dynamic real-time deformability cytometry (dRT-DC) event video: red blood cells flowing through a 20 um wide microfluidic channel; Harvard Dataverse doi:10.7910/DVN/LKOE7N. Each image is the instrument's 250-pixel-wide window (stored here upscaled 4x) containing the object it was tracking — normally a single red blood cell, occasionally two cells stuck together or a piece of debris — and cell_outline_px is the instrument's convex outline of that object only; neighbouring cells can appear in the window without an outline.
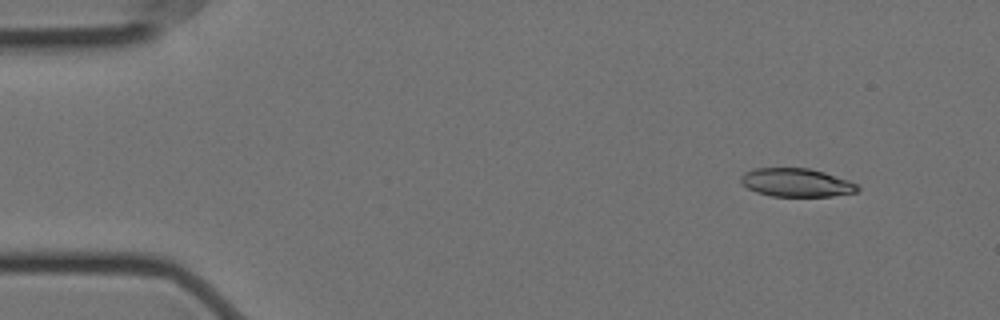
{"species": "Egyptian fruit bat (a non-hibernating species)", "species_latin": "Rousettus aegyptiacus", "temperature_condition": "cold", "stored_images_in_passage": 4, "camera_frame_rate_fps": 3000, "um_per_image_px": 0.085, "animal": {"sex": "female"}, "frame": {"image": 1, "passage_image": 2, "time_ms": 0.333, "image_size_px": [1000, 320], "cell_outline_px": [[860, 188], [856, 192], [832, 196], [772, 196], [756, 192], [740, 184], [740, 176], [744, 172], [756, 168], [808, 168], [824, 172], [848, 180], [856, 184]], "centroid_in_image_um": [67.65, 15.52], "position_along_channel_um": 17.3, "area_um2": 19.31}}